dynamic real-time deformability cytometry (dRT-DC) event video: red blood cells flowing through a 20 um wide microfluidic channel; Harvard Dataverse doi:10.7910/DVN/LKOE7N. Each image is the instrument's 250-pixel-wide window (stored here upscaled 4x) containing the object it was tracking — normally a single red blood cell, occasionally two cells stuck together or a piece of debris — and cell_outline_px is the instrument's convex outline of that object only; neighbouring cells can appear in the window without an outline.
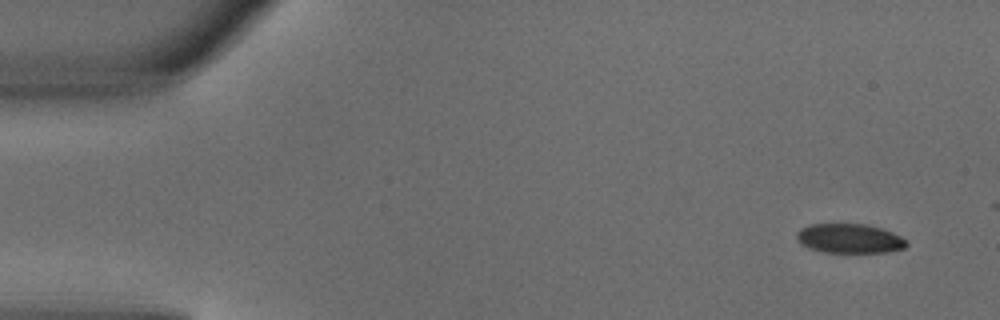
{"species": "common noctule bat (a hibernating species)", "species_latin": "Nyctalus noctula", "temperature_condition": "warm", "stored_images_in_passage": 4, "camera_frame_rate_fps": 3000, "um_per_image_px": 0.085, "animal": {"sex": "male", "body_mass_g": 18.8}, "frame": {"image": 1, "passage_image": 1, "time_ms": 0.0, "image_size_px": [1000, 320], "cell_outline_px": [[908, 244], [904, 248], [888, 252], [824, 252], [808, 248], [800, 244], [796, 240], [796, 232], [800, 228], [812, 224], [868, 224], [884, 228], [908, 240]], "centroid_in_image_um": [72.21, 20.26], "position_along_channel_um": 12.8, "area_um2": 19.07}}